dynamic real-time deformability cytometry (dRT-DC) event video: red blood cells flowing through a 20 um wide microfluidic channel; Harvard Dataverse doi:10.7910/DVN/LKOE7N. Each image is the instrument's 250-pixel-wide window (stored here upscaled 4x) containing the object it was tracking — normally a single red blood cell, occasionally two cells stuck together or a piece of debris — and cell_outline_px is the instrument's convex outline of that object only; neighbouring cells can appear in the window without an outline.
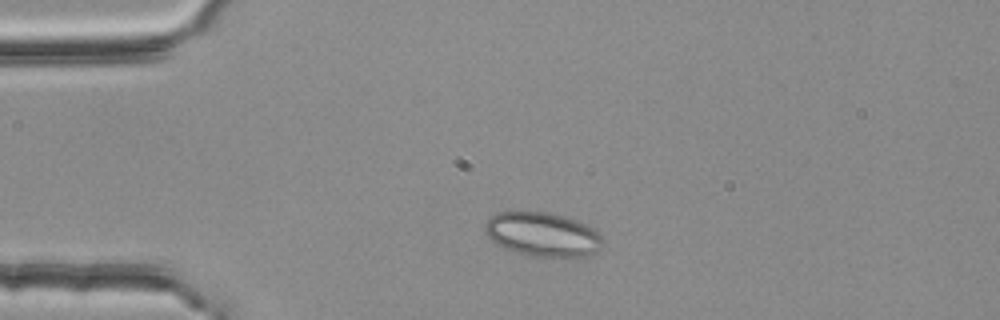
{"species": "common noctule bat (a hibernating species)", "species_latin": "Nyctalus noctula", "temperature_condition": "room temperature", "stored_images_in_passage": 40, "camera_frame_rate_fps": 3000, "um_per_image_px": 0.085, "animal": {"sex": "female", "body_mass_g": 25.1}, "frame": {"image": 1, "passage_image": 1, "time_ms": 0.0, "image_size_px": [1000, 320], "cell_outline_px": [[604, 244], [596, 252], [588, 256], [528, 256], [516, 252], [496, 244], [484, 232], [484, 224], [492, 216], [500, 212], [548, 212], [564, 216], [576, 220], [592, 228], [604, 240]], "centroid_in_image_um": [46.12, 19.93], "position_along_channel_um": 38.9, "area_um2": 30.06}}
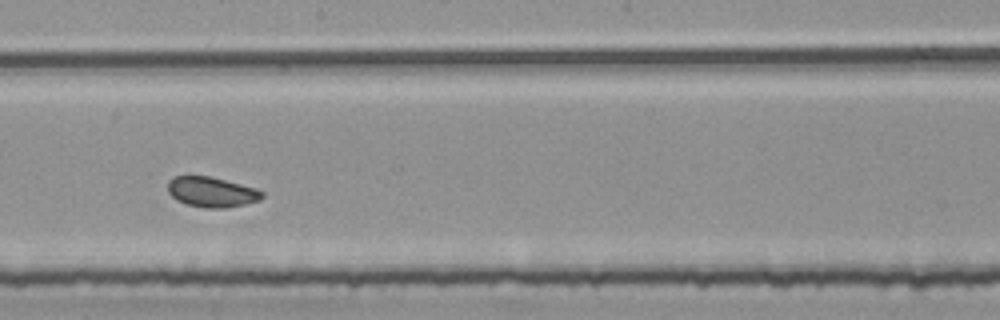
{"frame": {"image": 2, "passage_image": 19, "time_ms": 6.0, "image_size_px": [1000, 320], "cell_outline_px": [[264, 196], [260, 200], [244, 204], [224, 208], [204, 208], [188, 204], [176, 200], [168, 192], [168, 180], [172, 176], [208, 176], [256, 188], [264, 192]], "centroid_in_image_um": [17.98, 16.32], "position_along_channel_um": 230.2, "area_um2": 16.53}}
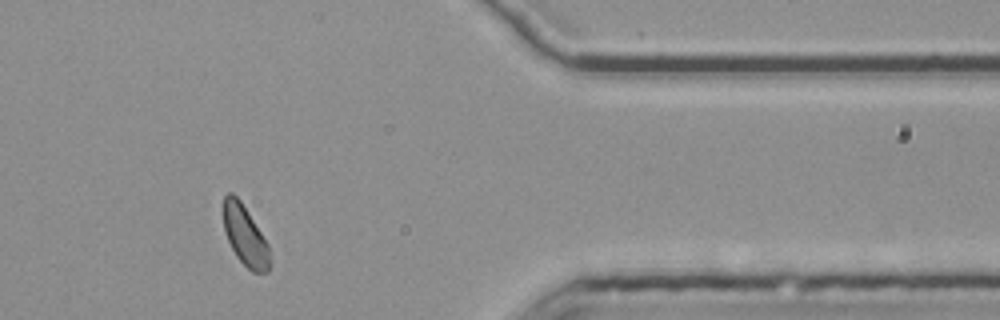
{"frame": {"image": 3, "passage_image": 34, "time_ms": 11.0, "image_size_px": [1000, 320], "cell_outline_px": [[268, 272], [252, 272], [236, 256], [224, 232], [224, 196], [228, 192], [232, 192], [240, 200], [268, 244]], "centroid_in_image_um": [20.8, 20.01], "position_along_channel_um": 390.6, "area_um2": 15.72}, "authors_computed_cell_mechanics": {"area_um2": 16.7331, "velocity_mm_per_s": 3.7167, "shape_relaxation_time_tau1_ms": null, "shape_relaxation_time_tau2_ms": 1.09, "deformation_change_tau1": null, "deformation_change_tau2": 0.0538}}